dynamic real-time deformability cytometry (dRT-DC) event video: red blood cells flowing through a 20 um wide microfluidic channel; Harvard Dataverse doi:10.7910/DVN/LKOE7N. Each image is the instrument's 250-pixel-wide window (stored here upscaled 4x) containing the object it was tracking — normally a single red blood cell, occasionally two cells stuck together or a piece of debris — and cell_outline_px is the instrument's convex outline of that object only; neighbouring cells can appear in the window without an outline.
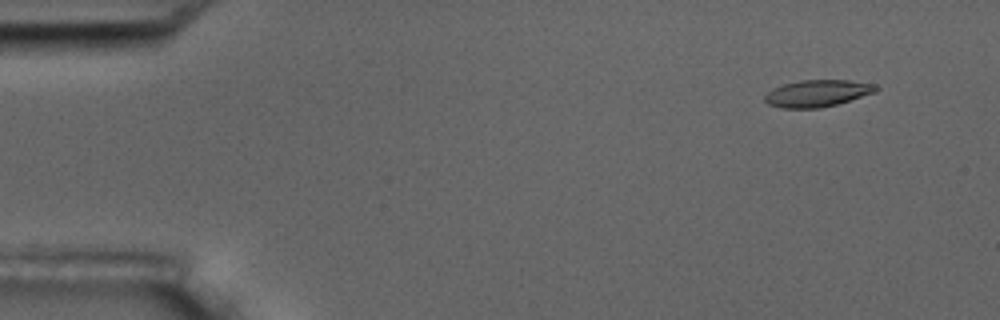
{"species": "common noctule bat (a hibernating species)", "species_latin": "Nyctalus noctula", "temperature_condition": "room temperature", "stored_images_in_passage": 17, "camera_frame_rate_fps": 3000, "um_per_image_px": 0.085, "animal": {"sex": "male", "body_mass_g": 17.5, "forearm_length_mm": 52.3}, "frame": {"image": 1, "passage_image": 2, "time_ms": 1.333, "image_size_px": [1000, 320], "cell_outline_px": [[880, 88], [876, 92], [836, 104], [820, 108], [780, 108], [768, 104], [764, 100], [764, 96], [772, 88], [784, 84], [800, 80], [848, 80], [876, 84]], "centroid_in_image_um": [69.47, 7.93], "position_along_channel_um": 15.5, "area_um2": 17.46}}
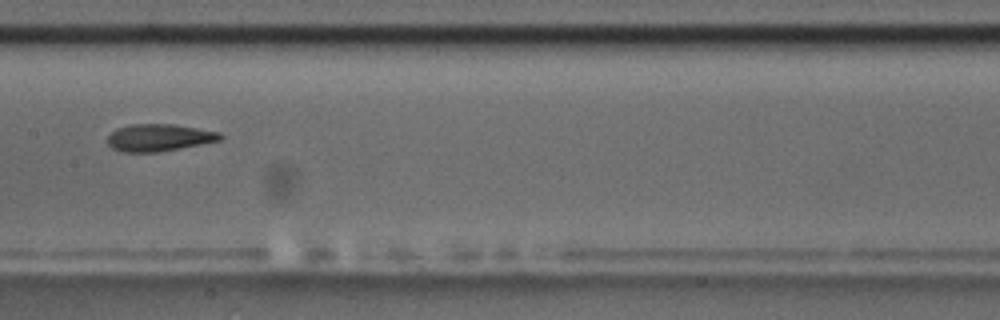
{"frame": {"image": 2, "passage_image": 9, "time_ms": 9.333, "image_size_px": [1000, 320], "cell_outline_px": [[224, 136], [220, 140], [180, 148], [156, 152], [120, 152], [112, 148], [108, 144], [108, 136], [116, 128], [132, 124], [172, 124], [220, 132]], "centroid_in_image_um": [13.49, 11.7], "position_along_channel_um": 193.9, "area_um2": 17.74}}
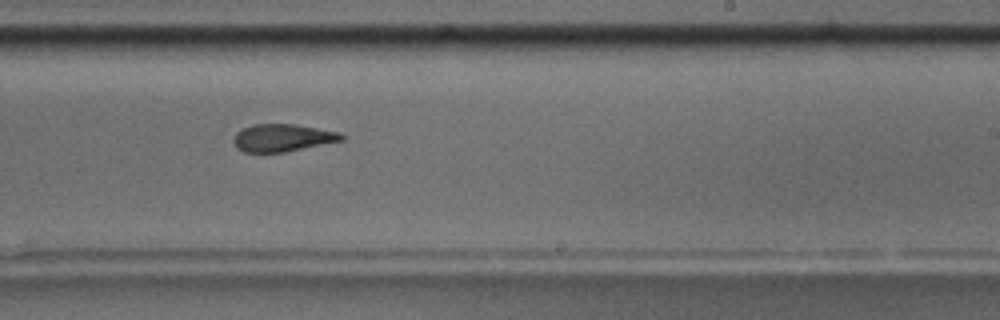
{"frame": {"image": 3, "passage_image": 11, "time_ms": 11.333, "image_size_px": [1000, 320], "cell_outline_px": [[344, 140], [284, 152], [244, 152], [236, 148], [232, 140], [236, 132], [252, 124], [296, 124], [340, 132], [344, 136]], "centroid_in_image_um": [24.0, 11.71], "position_along_channel_um": 265.0, "area_um2": 17.34}, "authors_computed_cell_mechanics": {"area_um2": 18.0914, "velocity_mm_per_s": 3.5695, "shape_relaxation_time_tau1_ms": null, "shape_relaxation_time_tau2_ms": 1.5366, "deformation_change_tau1": null, "deformation_change_tau2": 0.094}}